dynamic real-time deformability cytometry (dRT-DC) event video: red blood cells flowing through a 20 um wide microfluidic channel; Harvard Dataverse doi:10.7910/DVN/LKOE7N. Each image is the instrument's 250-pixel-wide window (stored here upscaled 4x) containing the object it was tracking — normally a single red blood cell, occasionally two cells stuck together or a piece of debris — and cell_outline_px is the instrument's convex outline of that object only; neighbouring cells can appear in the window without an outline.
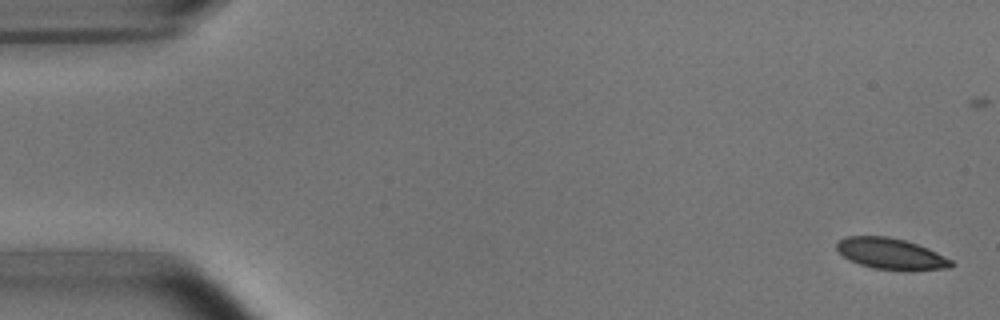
{"species": "common noctule bat (a hibernating species)", "species_latin": "Nyctalus noctula", "temperature_condition": "room temperature", "stored_images_in_passage": 5, "camera_frame_rate_fps": 3000, "um_per_image_px": 0.085, "animal": {"sex": "male", "body_mass_g": 15.6}, "frame": {"image": 1, "passage_image": 1, "time_ms": 0.0, "image_size_px": [1000, 320], "cell_outline_px": [[956, 264], [952, 268], [904, 272], [872, 268], [860, 264], [844, 256], [836, 248], [836, 244], [844, 236], [888, 236], [904, 240], [928, 248], [952, 260]], "centroid_in_image_um": [75.79, 21.6], "position_along_channel_um": 9.2, "area_um2": 21.1}}
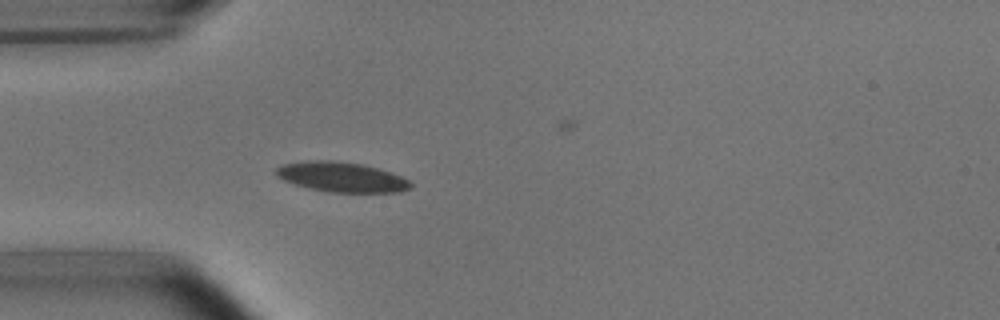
{"frame": {"image": 2, "passage_image": 5, "time_ms": 4.667, "image_size_px": [1000, 320], "cell_outline_px": [[412, 188], [400, 192], [328, 192], [308, 188], [292, 184], [276, 176], [276, 168], [284, 164], [308, 160], [332, 160], [360, 164], [376, 168], [400, 176], [408, 180], [412, 184]], "centroid_in_image_um": [29.0, 15.05], "position_along_channel_um": 56.0, "area_um2": 23.35}}